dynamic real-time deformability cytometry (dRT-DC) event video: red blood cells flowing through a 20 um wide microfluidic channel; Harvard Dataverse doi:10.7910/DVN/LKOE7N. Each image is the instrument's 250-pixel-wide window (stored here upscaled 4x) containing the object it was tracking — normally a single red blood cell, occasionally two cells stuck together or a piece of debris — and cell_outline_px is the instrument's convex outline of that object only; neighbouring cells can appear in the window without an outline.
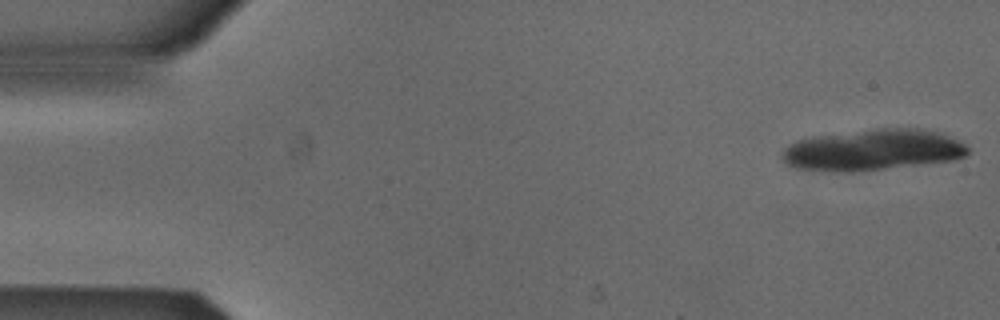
{"species": "Egyptian fruit bat (a non-hibernating species)", "species_latin": "Rousettus aegyptiacus", "temperature_condition": "cold", "stored_images_in_passage": 17, "camera_frame_rate_fps": 3000, "um_per_image_px": 0.085, "animal": {"sex": "male"}, "frame": {"image": 1, "passage_image": 1, "time_ms": 0.0, "image_size_px": [1000, 320], "cell_outline_px": [[968, 152], [964, 156], [952, 160], [852, 172], [836, 172], [796, 168], [788, 164], [780, 156], [784, 148], [800, 140], [820, 136], [884, 128], [920, 128], [948, 136], [964, 144], [968, 148]], "centroid_in_image_um": [74.17, 12.76], "position_along_channel_um": 10.8, "area_um2": 43.52}}